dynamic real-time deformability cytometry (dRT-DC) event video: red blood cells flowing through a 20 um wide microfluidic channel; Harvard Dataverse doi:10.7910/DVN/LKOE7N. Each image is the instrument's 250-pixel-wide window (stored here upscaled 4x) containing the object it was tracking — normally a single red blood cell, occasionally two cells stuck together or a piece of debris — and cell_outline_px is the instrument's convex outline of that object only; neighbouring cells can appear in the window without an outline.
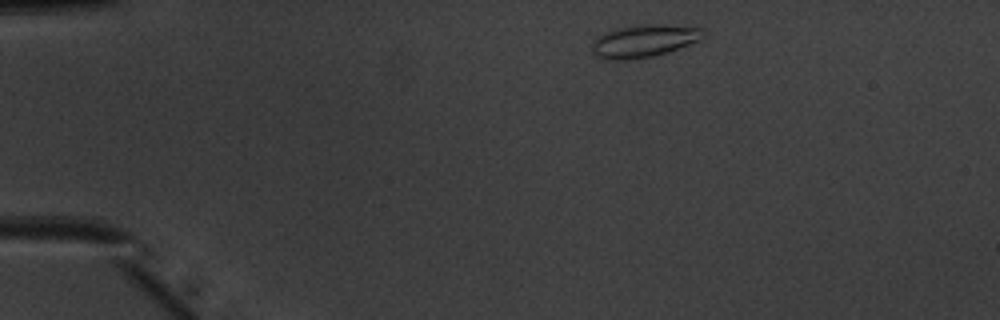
{"species": "common noctule bat (a hibernating species)", "species_latin": "Nyctalus noctula", "temperature_condition": "warm", "stored_images_in_passage": 45, "camera_frame_rate_fps": 3000, "um_per_image_px": 0.085, "animal": {"sex": "male", "body_mass_g": 20.1, "forearm_length_mm": 53.5}, "frame": {"image": 1, "passage_image": 3, "time_ms": 0.667, "image_size_px": [1000, 320], "cell_outline_px": [[704, 28], [696, 40], [688, 44], [668, 52], [652, 56], [628, 60], [608, 60], [596, 56], [592, 52], [592, 40], [604, 32], [620, 28], [656, 24]], "centroid_in_image_um": [54.63, 3.51], "position_along_channel_um": 30.4, "area_um2": 20.52}}
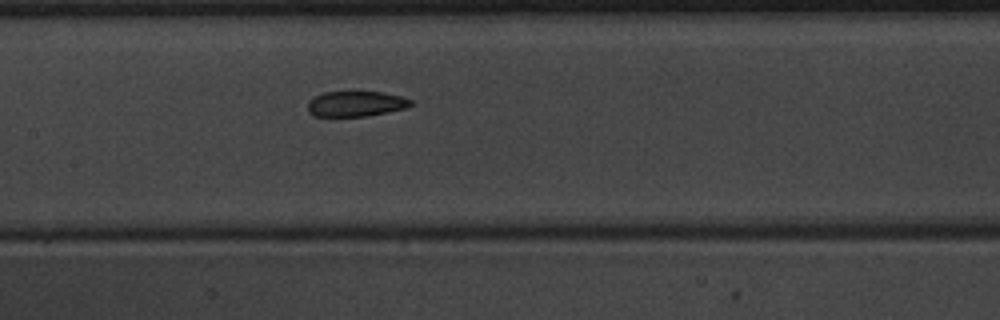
{"frame": {"image": 2, "passage_image": 19, "time_ms": 6.0, "image_size_px": [1000, 320], "cell_outline_px": [[412, 104], [408, 108], [368, 116], [312, 116], [308, 112], [308, 104], [316, 96], [324, 92], [356, 88], [360, 88], [400, 96], [412, 100]], "centroid_in_image_um": [30.26, 8.77], "position_along_channel_um": 177.1, "area_um2": 16.01}}
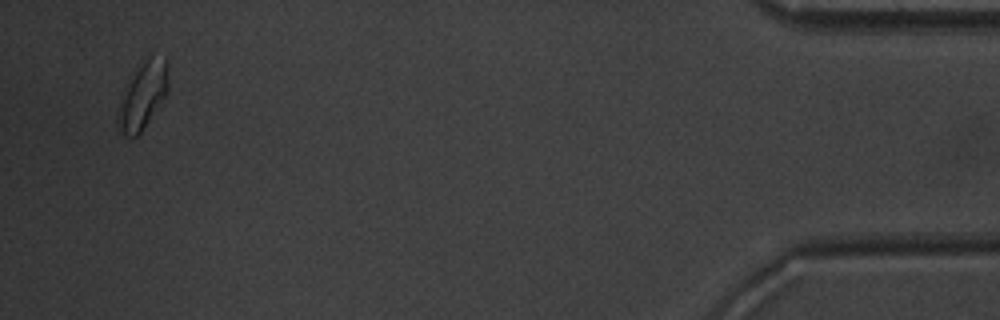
{"frame": {"image": 3, "passage_image": 43, "time_ms": 14.0, "image_size_px": [1000, 320], "cell_outline_px": [[168, 92], [140, 132], [132, 140], [116, 132], [116, 108], [120, 100], [144, 56], [152, 56], [164, 60], [168, 64]], "centroid_in_image_um": [12.08, 8.2], "position_along_channel_um": 423.1, "area_um2": 19.65}, "authors_computed_cell_mechanics": {"area_um2": 17.2244, "velocity_mm_per_s": 3.9895, "shape_relaxation_time_tau1_ms": 3.6707, "shape_relaxation_time_tau2_ms": 1.5798, "deformation_change_tau1": 0.1113, "deformation_change_tau2": 0.063}}